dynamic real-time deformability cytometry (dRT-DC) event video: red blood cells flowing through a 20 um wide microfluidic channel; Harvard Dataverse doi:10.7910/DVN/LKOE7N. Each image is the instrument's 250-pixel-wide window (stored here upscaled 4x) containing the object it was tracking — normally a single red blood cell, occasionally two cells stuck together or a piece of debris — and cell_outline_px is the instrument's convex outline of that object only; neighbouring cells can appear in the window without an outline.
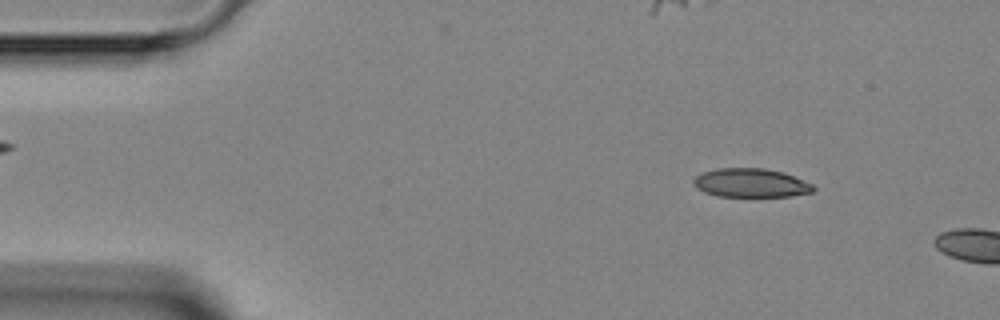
{"species": "Egyptian fruit bat (a non-hibernating species)", "species_latin": "Rousettus aegyptiacus", "temperature_condition": "room temperature", "stored_images_in_passage": 2, "camera_frame_rate_fps": 3000, "um_per_image_px": 0.085, "animal": {"sex": "female"}, "frame": {"image": 1, "passage_image": 1, "time_ms": 0.0, "image_size_px": [1000, 320], "cell_outline_px": [[816, 188], [812, 192], [792, 196], [716, 196], [704, 192], [696, 188], [692, 184], [692, 180], [696, 176], [704, 172], [716, 168], [764, 168], [784, 172], [812, 184]], "centroid_in_image_um": [63.8, 15.54], "position_along_channel_um": 21.2, "area_um2": 20.17}}